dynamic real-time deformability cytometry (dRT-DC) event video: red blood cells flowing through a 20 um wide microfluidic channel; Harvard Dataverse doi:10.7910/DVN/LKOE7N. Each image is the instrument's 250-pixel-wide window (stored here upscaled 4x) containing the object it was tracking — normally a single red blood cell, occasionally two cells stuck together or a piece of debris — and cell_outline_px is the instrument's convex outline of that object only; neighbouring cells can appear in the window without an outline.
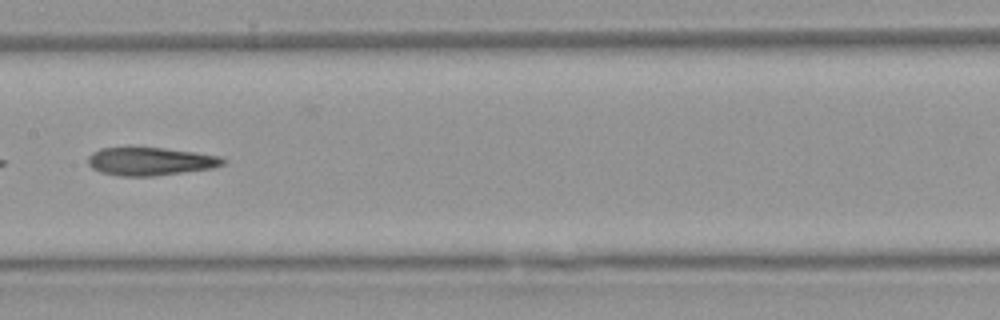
{"species": "Egyptian fruit bat (a non-hibernating species)", "species_latin": "Rousettus aegyptiacus", "temperature_condition": "warm", "stored_images_in_passage": 7, "camera_frame_rate_fps": 3000, "um_per_image_px": 0.085, "animal": {"sex": "female"}, "frame": {"image": 1, "passage_image": 6, "time_ms": 7.333, "image_size_px": [1000, 320], "cell_outline_px": [[228, 160], [224, 164], [212, 168], [152, 176], [120, 176], [100, 172], [92, 168], [88, 164], [88, 156], [92, 152], [100, 148], [164, 148], [196, 152], [220, 156]], "centroid_in_image_um": [12.78, 13.71], "position_along_channel_um": 194.6, "area_um2": 22.02}}
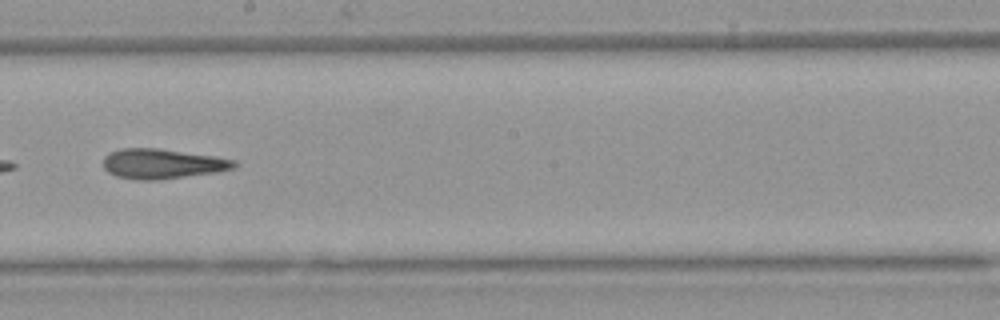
{"frame": {"image": 2, "passage_image": 7, "time_ms": 8.333, "image_size_px": [1000, 320], "cell_outline_px": [[240, 164], [236, 168], [216, 172], [160, 180], [136, 180], [116, 176], [108, 172], [104, 168], [104, 156], [108, 152], [120, 148], [160, 148], [216, 156], [236, 160]], "centroid_in_image_um": [13.83, 13.91], "position_along_channel_um": 234.4, "area_um2": 23.24}}